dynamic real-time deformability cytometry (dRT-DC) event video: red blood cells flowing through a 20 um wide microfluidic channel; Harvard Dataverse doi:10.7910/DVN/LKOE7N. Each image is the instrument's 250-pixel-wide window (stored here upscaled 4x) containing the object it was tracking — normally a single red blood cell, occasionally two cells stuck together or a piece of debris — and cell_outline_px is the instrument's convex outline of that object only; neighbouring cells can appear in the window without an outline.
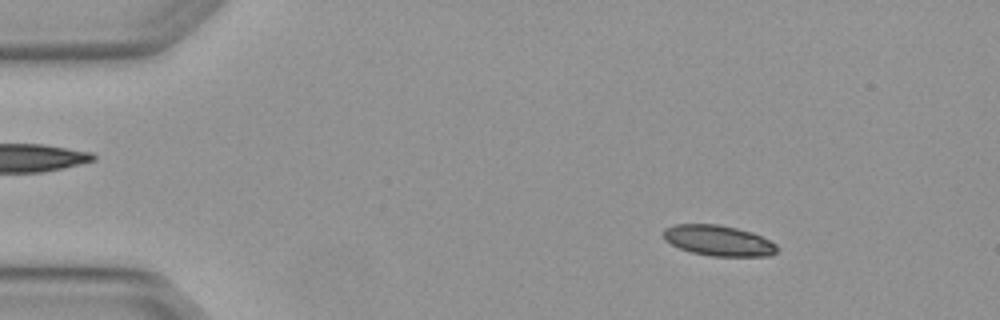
{"species": "Egyptian fruit bat (a non-hibernating species)", "species_latin": "Rousettus aegyptiacus", "temperature_condition": "warm", "stored_images_in_passage": 4, "camera_frame_rate_fps": 3000, "um_per_image_px": 0.085, "animal": {"sex": "female"}, "frame": {"image": 1, "passage_image": 2, "time_ms": 0.333, "image_size_px": [1000, 320], "cell_outline_px": [[776, 252], [768, 256], [712, 256], [692, 252], [680, 248], [664, 240], [664, 228], [676, 224], [720, 224], [752, 232], [776, 244]], "centroid_in_image_um": [61.05, 20.44], "position_along_channel_um": 24.0, "area_um2": 20.06}}